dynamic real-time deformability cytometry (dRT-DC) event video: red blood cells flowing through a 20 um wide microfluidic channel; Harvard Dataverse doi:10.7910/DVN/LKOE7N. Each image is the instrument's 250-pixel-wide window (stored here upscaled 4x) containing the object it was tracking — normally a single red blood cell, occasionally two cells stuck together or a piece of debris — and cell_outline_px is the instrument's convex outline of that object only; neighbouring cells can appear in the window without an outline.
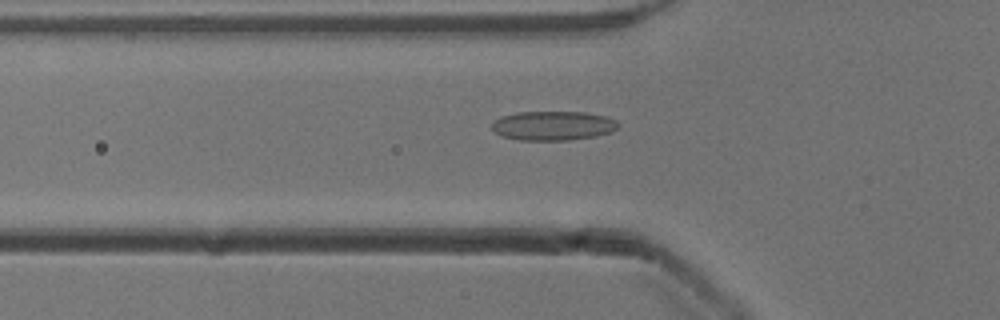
{"species": "common noctule bat (a hibernating species)", "species_latin": "Nyctalus noctula", "temperature_condition": "cold", "stored_images_in_passage": 53, "camera_frame_rate_fps": 3000, "um_per_image_px": 0.085, "animal": {"sex": "male", "body_mass_g": 13.3}, "frame": {"image": 1, "passage_image": 18, "time_ms": 5.667, "image_size_px": [1000, 320], "cell_outline_px": [[620, 124], [616, 128], [608, 132], [596, 136], [568, 140], [520, 140], [500, 136], [492, 128], [492, 120], [500, 116], [516, 112], [584, 112], [608, 116], [616, 120]], "centroid_in_image_um": [46.98, 10.67], "position_along_channel_um": 78.8, "area_um2": 21.68}}
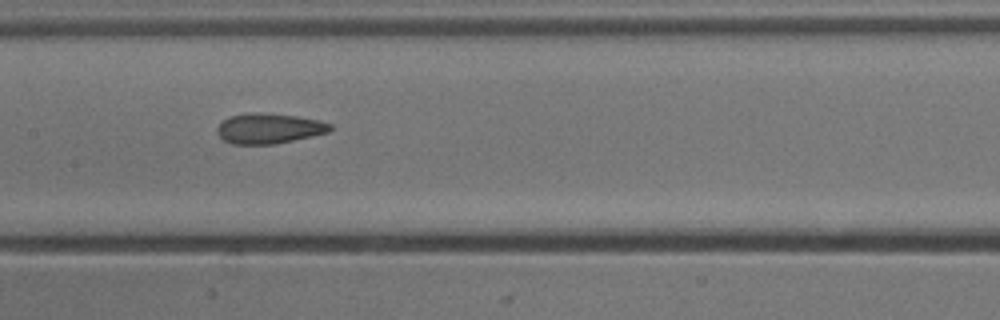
{"frame": {"image": 2, "passage_image": 26, "time_ms": 8.333, "image_size_px": [1000, 320], "cell_outline_px": [[332, 128], [328, 132], [312, 136], [272, 144], [232, 144], [224, 140], [220, 136], [216, 128], [224, 120], [232, 116], [252, 112], [260, 112], [296, 116], [320, 120], [332, 124]], "centroid_in_image_um": [22.88, 10.91], "position_along_channel_um": 184.5, "area_um2": 19.71}}
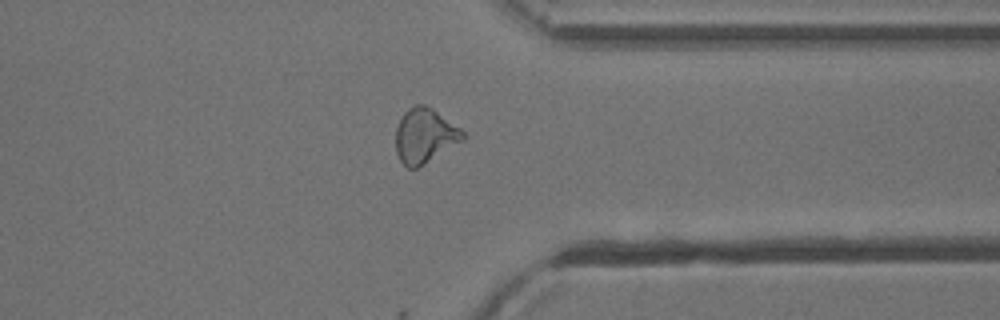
{"frame": {"image": 3, "passage_image": 41, "time_ms": 13.333, "image_size_px": [1000, 320], "cell_outline_px": [[468, 136], [464, 140], [424, 164], [416, 168], [408, 168], [400, 160], [396, 152], [396, 128], [404, 112], [408, 108], [416, 104], [424, 104], [432, 108], [460, 128]], "centroid_in_image_um": [36.11, 11.53], "position_along_channel_um": 375.3, "area_um2": 21.33}, "authors_computed_cell_mechanics": {"area_um2": 20.7502, "velocity_mm_per_s": 3.9055, "shape_relaxation_time_tau1_ms": null, "shape_relaxation_time_tau2_ms": 1.9243, "deformation_change_tau1": null, "deformation_change_tau2": 0.083}}